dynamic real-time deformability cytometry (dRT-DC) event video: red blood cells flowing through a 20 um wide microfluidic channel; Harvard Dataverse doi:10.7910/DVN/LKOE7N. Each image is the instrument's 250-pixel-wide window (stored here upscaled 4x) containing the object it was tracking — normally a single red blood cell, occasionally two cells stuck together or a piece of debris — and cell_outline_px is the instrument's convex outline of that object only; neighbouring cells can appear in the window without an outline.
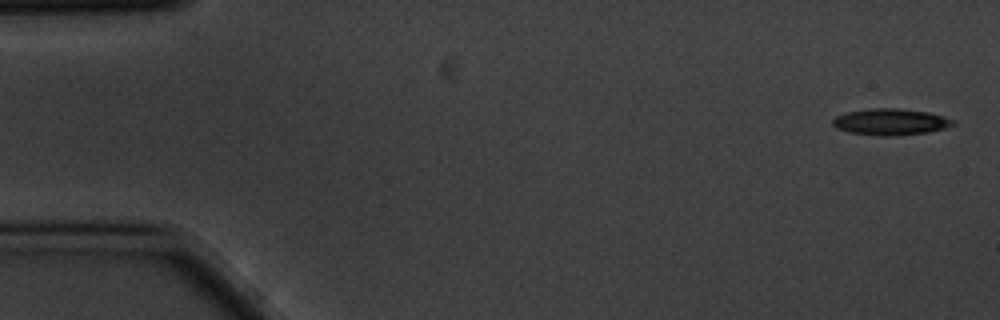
{"species": "common noctule bat (a hibernating species)", "species_latin": "Nyctalus noctula", "temperature_condition": "cold", "stored_images_in_passage": 5, "camera_frame_rate_fps": 3000, "um_per_image_px": 0.085, "animal": {"sex": "male", "body_mass_g": 20.1, "forearm_length_mm": 53.5}, "frame": {"image": 1, "passage_image": 1, "time_ms": 0.0, "image_size_px": [1000, 320], "cell_outline_px": [[956, 124], [944, 128], [928, 132], [884, 136], [848, 132], [836, 128], [832, 124], [832, 120], [836, 116], [848, 112], [868, 108], [900, 108], [928, 112], [944, 116], [956, 120]], "centroid_in_image_um": [75.71, 10.34], "position_along_channel_um": 9.3, "area_um2": 18.5}}
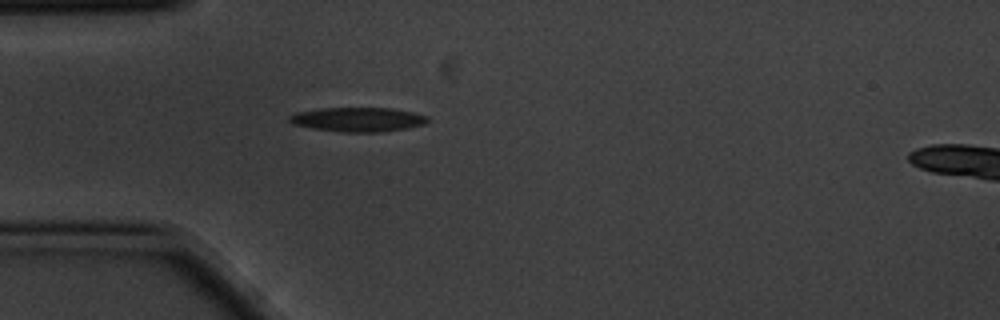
{"frame": {"image": 2, "passage_image": 5, "time_ms": 1.333, "image_size_px": [1000, 320], "cell_outline_px": [[428, 120], [424, 124], [408, 128], [380, 132], [344, 132], [312, 128], [292, 124], [288, 120], [288, 116], [296, 112], [320, 108], [392, 108], [412, 112], [428, 116]], "centroid_in_image_um": [30.4, 10.15], "position_along_channel_um": 54.6, "area_um2": 19.59}}